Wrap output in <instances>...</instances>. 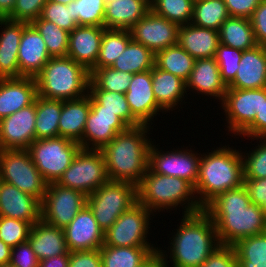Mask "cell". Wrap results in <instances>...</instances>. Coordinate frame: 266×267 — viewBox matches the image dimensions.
Segmentation results:
<instances>
[{
	"mask_svg": "<svg viewBox=\"0 0 266 267\" xmlns=\"http://www.w3.org/2000/svg\"><path fill=\"white\" fill-rule=\"evenodd\" d=\"M203 210L214 222L221 245L233 246L246 237L266 232L262 207L250 201L244 184L220 193Z\"/></svg>",
	"mask_w": 266,
	"mask_h": 267,
	"instance_id": "1",
	"label": "cell"
},
{
	"mask_svg": "<svg viewBox=\"0 0 266 267\" xmlns=\"http://www.w3.org/2000/svg\"><path fill=\"white\" fill-rule=\"evenodd\" d=\"M174 230L172 239L169 238L170 253L159 248L166 267L169 262L171 267H200L221 246L214 222L204 210L183 215L180 226ZM166 253L170 254V261Z\"/></svg>",
	"mask_w": 266,
	"mask_h": 267,
	"instance_id": "2",
	"label": "cell"
},
{
	"mask_svg": "<svg viewBox=\"0 0 266 267\" xmlns=\"http://www.w3.org/2000/svg\"><path fill=\"white\" fill-rule=\"evenodd\" d=\"M150 127H129L101 149L110 181L128 182L135 186L141 183L148 170L149 149L153 142L147 137Z\"/></svg>",
	"mask_w": 266,
	"mask_h": 267,
	"instance_id": "3",
	"label": "cell"
},
{
	"mask_svg": "<svg viewBox=\"0 0 266 267\" xmlns=\"http://www.w3.org/2000/svg\"><path fill=\"white\" fill-rule=\"evenodd\" d=\"M227 146L201 154L194 192L202 208L220 193L244 184L241 150Z\"/></svg>",
	"mask_w": 266,
	"mask_h": 267,
	"instance_id": "4",
	"label": "cell"
},
{
	"mask_svg": "<svg viewBox=\"0 0 266 267\" xmlns=\"http://www.w3.org/2000/svg\"><path fill=\"white\" fill-rule=\"evenodd\" d=\"M137 196L138 202L153 214L165 209L167 211L174 208L177 211L176 207L180 206L184 210L183 215L203 210L196 199L194 187L189 182L182 178L153 173L149 168L137 186Z\"/></svg>",
	"mask_w": 266,
	"mask_h": 267,
	"instance_id": "5",
	"label": "cell"
},
{
	"mask_svg": "<svg viewBox=\"0 0 266 267\" xmlns=\"http://www.w3.org/2000/svg\"><path fill=\"white\" fill-rule=\"evenodd\" d=\"M34 78L43 98L73 100L89 92L90 71L68 56L51 57Z\"/></svg>",
	"mask_w": 266,
	"mask_h": 267,
	"instance_id": "6",
	"label": "cell"
},
{
	"mask_svg": "<svg viewBox=\"0 0 266 267\" xmlns=\"http://www.w3.org/2000/svg\"><path fill=\"white\" fill-rule=\"evenodd\" d=\"M137 202V186L121 181L109 180L87 196V206L104 232Z\"/></svg>",
	"mask_w": 266,
	"mask_h": 267,
	"instance_id": "7",
	"label": "cell"
},
{
	"mask_svg": "<svg viewBox=\"0 0 266 267\" xmlns=\"http://www.w3.org/2000/svg\"><path fill=\"white\" fill-rule=\"evenodd\" d=\"M81 149L78 142L63 137L35 139L28 147L39 173L47 183L57 182Z\"/></svg>",
	"mask_w": 266,
	"mask_h": 267,
	"instance_id": "8",
	"label": "cell"
},
{
	"mask_svg": "<svg viewBox=\"0 0 266 267\" xmlns=\"http://www.w3.org/2000/svg\"><path fill=\"white\" fill-rule=\"evenodd\" d=\"M0 180L36 197L40 202L44 198L48 184L39 173L27 149L0 150Z\"/></svg>",
	"mask_w": 266,
	"mask_h": 267,
	"instance_id": "9",
	"label": "cell"
},
{
	"mask_svg": "<svg viewBox=\"0 0 266 267\" xmlns=\"http://www.w3.org/2000/svg\"><path fill=\"white\" fill-rule=\"evenodd\" d=\"M108 181L109 177L102 151L81 148L56 183L88 196Z\"/></svg>",
	"mask_w": 266,
	"mask_h": 267,
	"instance_id": "10",
	"label": "cell"
},
{
	"mask_svg": "<svg viewBox=\"0 0 266 267\" xmlns=\"http://www.w3.org/2000/svg\"><path fill=\"white\" fill-rule=\"evenodd\" d=\"M154 214L137 202L124 211L115 223L104 232V244L116 247H154L148 241L149 220Z\"/></svg>",
	"mask_w": 266,
	"mask_h": 267,
	"instance_id": "11",
	"label": "cell"
},
{
	"mask_svg": "<svg viewBox=\"0 0 266 267\" xmlns=\"http://www.w3.org/2000/svg\"><path fill=\"white\" fill-rule=\"evenodd\" d=\"M86 205V194L56 182L48 183L41 202V220L64 229Z\"/></svg>",
	"mask_w": 266,
	"mask_h": 267,
	"instance_id": "12",
	"label": "cell"
},
{
	"mask_svg": "<svg viewBox=\"0 0 266 267\" xmlns=\"http://www.w3.org/2000/svg\"><path fill=\"white\" fill-rule=\"evenodd\" d=\"M152 142L149 149L148 168L157 174L185 179L193 187L198 178L200 154L191 149H172L163 151ZM179 149V150H178Z\"/></svg>",
	"mask_w": 266,
	"mask_h": 267,
	"instance_id": "13",
	"label": "cell"
},
{
	"mask_svg": "<svg viewBox=\"0 0 266 267\" xmlns=\"http://www.w3.org/2000/svg\"><path fill=\"white\" fill-rule=\"evenodd\" d=\"M261 105V88L236 89L228 88L221 109L226 115L228 132L232 136L240 135L253 123ZM234 134V135H233Z\"/></svg>",
	"mask_w": 266,
	"mask_h": 267,
	"instance_id": "14",
	"label": "cell"
},
{
	"mask_svg": "<svg viewBox=\"0 0 266 267\" xmlns=\"http://www.w3.org/2000/svg\"><path fill=\"white\" fill-rule=\"evenodd\" d=\"M179 25L161 17L151 10L129 29L131 39L154 54L178 42Z\"/></svg>",
	"mask_w": 266,
	"mask_h": 267,
	"instance_id": "15",
	"label": "cell"
},
{
	"mask_svg": "<svg viewBox=\"0 0 266 267\" xmlns=\"http://www.w3.org/2000/svg\"><path fill=\"white\" fill-rule=\"evenodd\" d=\"M36 99L33 104L0 120V150L28 149L36 139Z\"/></svg>",
	"mask_w": 266,
	"mask_h": 267,
	"instance_id": "16",
	"label": "cell"
},
{
	"mask_svg": "<svg viewBox=\"0 0 266 267\" xmlns=\"http://www.w3.org/2000/svg\"><path fill=\"white\" fill-rule=\"evenodd\" d=\"M132 115L142 124L151 126L157 114L163 110L158 106L152 88V69L133 74L125 93ZM151 124V125H150Z\"/></svg>",
	"mask_w": 266,
	"mask_h": 267,
	"instance_id": "17",
	"label": "cell"
},
{
	"mask_svg": "<svg viewBox=\"0 0 266 267\" xmlns=\"http://www.w3.org/2000/svg\"><path fill=\"white\" fill-rule=\"evenodd\" d=\"M63 230L69 252L100 249L104 244V231L87 205Z\"/></svg>",
	"mask_w": 266,
	"mask_h": 267,
	"instance_id": "18",
	"label": "cell"
},
{
	"mask_svg": "<svg viewBox=\"0 0 266 267\" xmlns=\"http://www.w3.org/2000/svg\"><path fill=\"white\" fill-rule=\"evenodd\" d=\"M128 128L115 113L90 109L83 131L82 149L101 150L118 133Z\"/></svg>",
	"mask_w": 266,
	"mask_h": 267,
	"instance_id": "19",
	"label": "cell"
},
{
	"mask_svg": "<svg viewBox=\"0 0 266 267\" xmlns=\"http://www.w3.org/2000/svg\"><path fill=\"white\" fill-rule=\"evenodd\" d=\"M0 216L24 220L33 225L41 220V202L0 180Z\"/></svg>",
	"mask_w": 266,
	"mask_h": 267,
	"instance_id": "20",
	"label": "cell"
},
{
	"mask_svg": "<svg viewBox=\"0 0 266 267\" xmlns=\"http://www.w3.org/2000/svg\"><path fill=\"white\" fill-rule=\"evenodd\" d=\"M50 58L40 33L31 23L24 22L18 50L20 77H35Z\"/></svg>",
	"mask_w": 266,
	"mask_h": 267,
	"instance_id": "21",
	"label": "cell"
},
{
	"mask_svg": "<svg viewBox=\"0 0 266 267\" xmlns=\"http://www.w3.org/2000/svg\"><path fill=\"white\" fill-rule=\"evenodd\" d=\"M228 89L222 80L219 65L215 57L196 59L189 79L186 81V92L195 91L198 95L212 97L221 103Z\"/></svg>",
	"mask_w": 266,
	"mask_h": 267,
	"instance_id": "22",
	"label": "cell"
},
{
	"mask_svg": "<svg viewBox=\"0 0 266 267\" xmlns=\"http://www.w3.org/2000/svg\"><path fill=\"white\" fill-rule=\"evenodd\" d=\"M37 96L34 77L0 78V120L30 106Z\"/></svg>",
	"mask_w": 266,
	"mask_h": 267,
	"instance_id": "23",
	"label": "cell"
},
{
	"mask_svg": "<svg viewBox=\"0 0 266 267\" xmlns=\"http://www.w3.org/2000/svg\"><path fill=\"white\" fill-rule=\"evenodd\" d=\"M99 26H77L69 34L67 56L90 70L99 56L103 32Z\"/></svg>",
	"mask_w": 266,
	"mask_h": 267,
	"instance_id": "24",
	"label": "cell"
},
{
	"mask_svg": "<svg viewBox=\"0 0 266 267\" xmlns=\"http://www.w3.org/2000/svg\"><path fill=\"white\" fill-rule=\"evenodd\" d=\"M236 89L266 88V46L242 52L235 78L227 85Z\"/></svg>",
	"mask_w": 266,
	"mask_h": 267,
	"instance_id": "25",
	"label": "cell"
},
{
	"mask_svg": "<svg viewBox=\"0 0 266 267\" xmlns=\"http://www.w3.org/2000/svg\"><path fill=\"white\" fill-rule=\"evenodd\" d=\"M0 27V78H20L18 50L24 22L0 18Z\"/></svg>",
	"mask_w": 266,
	"mask_h": 267,
	"instance_id": "26",
	"label": "cell"
},
{
	"mask_svg": "<svg viewBox=\"0 0 266 267\" xmlns=\"http://www.w3.org/2000/svg\"><path fill=\"white\" fill-rule=\"evenodd\" d=\"M177 43L195 60L213 58L220 44L219 31L198 27L192 23L181 25Z\"/></svg>",
	"mask_w": 266,
	"mask_h": 267,
	"instance_id": "27",
	"label": "cell"
},
{
	"mask_svg": "<svg viewBox=\"0 0 266 267\" xmlns=\"http://www.w3.org/2000/svg\"><path fill=\"white\" fill-rule=\"evenodd\" d=\"M150 11V0H109L106 2L104 27L129 30Z\"/></svg>",
	"mask_w": 266,
	"mask_h": 267,
	"instance_id": "28",
	"label": "cell"
},
{
	"mask_svg": "<svg viewBox=\"0 0 266 267\" xmlns=\"http://www.w3.org/2000/svg\"><path fill=\"white\" fill-rule=\"evenodd\" d=\"M28 242L39 261L63 254H70L64 230L53 227L42 220L31 227Z\"/></svg>",
	"mask_w": 266,
	"mask_h": 267,
	"instance_id": "29",
	"label": "cell"
},
{
	"mask_svg": "<svg viewBox=\"0 0 266 267\" xmlns=\"http://www.w3.org/2000/svg\"><path fill=\"white\" fill-rule=\"evenodd\" d=\"M152 88L158 106L166 113L178 109L187 95L184 80L156 66L152 68Z\"/></svg>",
	"mask_w": 266,
	"mask_h": 267,
	"instance_id": "30",
	"label": "cell"
},
{
	"mask_svg": "<svg viewBox=\"0 0 266 267\" xmlns=\"http://www.w3.org/2000/svg\"><path fill=\"white\" fill-rule=\"evenodd\" d=\"M90 112V94L63 101L59 119V136L78 142L82 148V136Z\"/></svg>",
	"mask_w": 266,
	"mask_h": 267,
	"instance_id": "31",
	"label": "cell"
},
{
	"mask_svg": "<svg viewBox=\"0 0 266 267\" xmlns=\"http://www.w3.org/2000/svg\"><path fill=\"white\" fill-rule=\"evenodd\" d=\"M220 43L245 51L257 46L251 20L244 17H229L219 29Z\"/></svg>",
	"mask_w": 266,
	"mask_h": 267,
	"instance_id": "32",
	"label": "cell"
},
{
	"mask_svg": "<svg viewBox=\"0 0 266 267\" xmlns=\"http://www.w3.org/2000/svg\"><path fill=\"white\" fill-rule=\"evenodd\" d=\"M90 109L109 111L120 117L129 127L142 125L133 115L125 94L89 88Z\"/></svg>",
	"mask_w": 266,
	"mask_h": 267,
	"instance_id": "33",
	"label": "cell"
},
{
	"mask_svg": "<svg viewBox=\"0 0 266 267\" xmlns=\"http://www.w3.org/2000/svg\"><path fill=\"white\" fill-rule=\"evenodd\" d=\"M62 105V100L36 97V139L59 137L58 125Z\"/></svg>",
	"mask_w": 266,
	"mask_h": 267,
	"instance_id": "34",
	"label": "cell"
},
{
	"mask_svg": "<svg viewBox=\"0 0 266 267\" xmlns=\"http://www.w3.org/2000/svg\"><path fill=\"white\" fill-rule=\"evenodd\" d=\"M158 247H116L103 245L100 248L102 267H138Z\"/></svg>",
	"mask_w": 266,
	"mask_h": 267,
	"instance_id": "35",
	"label": "cell"
},
{
	"mask_svg": "<svg viewBox=\"0 0 266 267\" xmlns=\"http://www.w3.org/2000/svg\"><path fill=\"white\" fill-rule=\"evenodd\" d=\"M155 66V54L144 45L129 41L123 53L112 64V68L136 74L151 70Z\"/></svg>",
	"mask_w": 266,
	"mask_h": 267,
	"instance_id": "36",
	"label": "cell"
},
{
	"mask_svg": "<svg viewBox=\"0 0 266 267\" xmlns=\"http://www.w3.org/2000/svg\"><path fill=\"white\" fill-rule=\"evenodd\" d=\"M195 59L178 43L155 54V66L163 71L180 77L185 82L189 79Z\"/></svg>",
	"mask_w": 266,
	"mask_h": 267,
	"instance_id": "37",
	"label": "cell"
},
{
	"mask_svg": "<svg viewBox=\"0 0 266 267\" xmlns=\"http://www.w3.org/2000/svg\"><path fill=\"white\" fill-rule=\"evenodd\" d=\"M229 17L224 0H196L193 3L191 23L198 27L219 31Z\"/></svg>",
	"mask_w": 266,
	"mask_h": 267,
	"instance_id": "38",
	"label": "cell"
},
{
	"mask_svg": "<svg viewBox=\"0 0 266 267\" xmlns=\"http://www.w3.org/2000/svg\"><path fill=\"white\" fill-rule=\"evenodd\" d=\"M233 248L237 267H266V232L246 237Z\"/></svg>",
	"mask_w": 266,
	"mask_h": 267,
	"instance_id": "39",
	"label": "cell"
},
{
	"mask_svg": "<svg viewBox=\"0 0 266 267\" xmlns=\"http://www.w3.org/2000/svg\"><path fill=\"white\" fill-rule=\"evenodd\" d=\"M130 40L129 30L105 29L99 56L92 68L111 67L120 54L124 52Z\"/></svg>",
	"mask_w": 266,
	"mask_h": 267,
	"instance_id": "40",
	"label": "cell"
},
{
	"mask_svg": "<svg viewBox=\"0 0 266 267\" xmlns=\"http://www.w3.org/2000/svg\"><path fill=\"white\" fill-rule=\"evenodd\" d=\"M89 88L125 94L128 91L133 74L112 67L91 68Z\"/></svg>",
	"mask_w": 266,
	"mask_h": 267,
	"instance_id": "41",
	"label": "cell"
},
{
	"mask_svg": "<svg viewBox=\"0 0 266 267\" xmlns=\"http://www.w3.org/2000/svg\"><path fill=\"white\" fill-rule=\"evenodd\" d=\"M42 36L50 57H64L68 52L70 32L41 17L31 23Z\"/></svg>",
	"mask_w": 266,
	"mask_h": 267,
	"instance_id": "42",
	"label": "cell"
},
{
	"mask_svg": "<svg viewBox=\"0 0 266 267\" xmlns=\"http://www.w3.org/2000/svg\"><path fill=\"white\" fill-rule=\"evenodd\" d=\"M193 0H150V10L177 25L191 23Z\"/></svg>",
	"mask_w": 266,
	"mask_h": 267,
	"instance_id": "43",
	"label": "cell"
},
{
	"mask_svg": "<svg viewBox=\"0 0 266 267\" xmlns=\"http://www.w3.org/2000/svg\"><path fill=\"white\" fill-rule=\"evenodd\" d=\"M69 5L78 26L104 27L105 0H75Z\"/></svg>",
	"mask_w": 266,
	"mask_h": 267,
	"instance_id": "44",
	"label": "cell"
},
{
	"mask_svg": "<svg viewBox=\"0 0 266 267\" xmlns=\"http://www.w3.org/2000/svg\"><path fill=\"white\" fill-rule=\"evenodd\" d=\"M252 139L253 141L259 140L260 145L254 147L256 149L251 148V151H248L249 153L241 151L244 163V179L266 178V138Z\"/></svg>",
	"mask_w": 266,
	"mask_h": 267,
	"instance_id": "45",
	"label": "cell"
},
{
	"mask_svg": "<svg viewBox=\"0 0 266 267\" xmlns=\"http://www.w3.org/2000/svg\"><path fill=\"white\" fill-rule=\"evenodd\" d=\"M32 225L24 220L0 216V239L9 247L28 241Z\"/></svg>",
	"mask_w": 266,
	"mask_h": 267,
	"instance_id": "46",
	"label": "cell"
},
{
	"mask_svg": "<svg viewBox=\"0 0 266 267\" xmlns=\"http://www.w3.org/2000/svg\"><path fill=\"white\" fill-rule=\"evenodd\" d=\"M43 20L53 22L58 27L71 32L78 26L73 19L72 6L53 1H47L43 6V11L40 16Z\"/></svg>",
	"mask_w": 266,
	"mask_h": 267,
	"instance_id": "47",
	"label": "cell"
},
{
	"mask_svg": "<svg viewBox=\"0 0 266 267\" xmlns=\"http://www.w3.org/2000/svg\"><path fill=\"white\" fill-rule=\"evenodd\" d=\"M242 52L239 49L228 47L221 43L218 46L215 59L219 65L222 80L226 85L235 78Z\"/></svg>",
	"mask_w": 266,
	"mask_h": 267,
	"instance_id": "48",
	"label": "cell"
},
{
	"mask_svg": "<svg viewBox=\"0 0 266 267\" xmlns=\"http://www.w3.org/2000/svg\"><path fill=\"white\" fill-rule=\"evenodd\" d=\"M48 0H16L9 20L32 23L41 16L43 6Z\"/></svg>",
	"mask_w": 266,
	"mask_h": 267,
	"instance_id": "49",
	"label": "cell"
},
{
	"mask_svg": "<svg viewBox=\"0 0 266 267\" xmlns=\"http://www.w3.org/2000/svg\"><path fill=\"white\" fill-rule=\"evenodd\" d=\"M10 264L15 267H39L40 261L26 241L12 248Z\"/></svg>",
	"mask_w": 266,
	"mask_h": 267,
	"instance_id": "50",
	"label": "cell"
},
{
	"mask_svg": "<svg viewBox=\"0 0 266 267\" xmlns=\"http://www.w3.org/2000/svg\"><path fill=\"white\" fill-rule=\"evenodd\" d=\"M252 138H266V88H261V105L253 123L240 135Z\"/></svg>",
	"mask_w": 266,
	"mask_h": 267,
	"instance_id": "51",
	"label": "cell"
},
{
	"mask_svg": "<svg viewBox=\"0 0 266 267\" xmlns=\"http://www.w3.org/2000/svg\"><path fill=\"white\" fill-rule=\"evenodd\" d=\"M200 267H237L233 246H219Z\"/></svg>",
	"mask_w": 266,
	"mask_h": 267,
	"instance_id": "52",
	"label": "cell"
},
{
	"mask_svg": "<svg viewBox=\"0 0 266 267\" xmlns=\"http://www.w3.org/2000/svg\"><path fill=\"white\" fill-rule=\"evenodd\" d=\"M68 267H102L100 249L70 252Z\"/></svg>",
	"mask_w": 266,
	"mask_h": 267,
	"instance_id": "53",
	"label": "cell"
},
{
	"mask_svg": "<svg viewBox=\"0 0 266 267\" xmlns=\"http://www.w3.org/2000/svg\"><path fill=\"white\" fill-rule=\"evenodd\" d=\"M250 20L257 45L266 46V0H261Z\"/></svg>",
	"mask_w": 266,
	"mask_h": 267,
	"instance_id": "54",
	"label": "cell"
},
{
	"mask_svg": "<svg viewBox=\"0 0 266 267\" xmlns=\"http://www.w3.org/2000/svg\"><path fill=\"white\" fill-rule=\"evenodd\" d=\"M261 0H224L230 17L250 19Z\"/></svg>",
	"mask_w": 266,
	"mask_h": 267,
	"instance_id": "55",
	"label": "cell"
},
{
	"mask_svg": "<svg viewBox=\"0 0 266 267\" xmlns=\"http://www.w3.org/2000/svg\"><path fill=\"white\" fill-rule=\"evenodd\" d=\"M244 185L249 193L250 201L262 207L266 203V178L244 179Z\"/></svg>",
	"mask_w": 266,
	"mask_h": 267,
	"instance_id": "56",
	"label": "cell"
},
{
	"mask_svg": "<svg viewBox=\"0 0 266 267\" xmlns=\"http://www.w3.org/2000/svg\"><path fill=\"white\" fill-rule=\"evenodd\" d=\"M69 254L58 255L40 261L39 267H68Z\"/></svg>",
	"mask_w": 266,
	"mask_h": 267,
	"instance_id": "57",
	"label": "cell"
},
{
	"mask_svg": "<svg viewBox=\"0 0 266 267\" xmlns=\"http://www.w3.org/2000/svg\"><path fill=\"white\" fill-rule=\"evenodd\" d=\"M138 267H166L163 257L159 249L154 251L142 264Z\"/></svg>",
	"mask_w": 266,
	"mask_h": 267,
	"instance_id": "58",
	"label": "cell"
},
{
	"mask_svg": "<svg viewBox=\"0 0 266 267\" xmlns=\"http://www.w3.org/2000/svg\"><path fill=\"white\" fill-rule=\"evenodd\" d=\"M16 0H0V18H7L13 11Z\"/></svg>",
	"mask_w": 266,
	"mask_h": 267,
	"instance_id": "59",
	"label": "cell"
},
{
	"mask_svg": "<svg viewBox=\"0 0 266 267\" xmlns=\"http://www.w3.org/2000/svg\"><path fill=\"white\" fill-rule=\"evenodd\" d=\"M11 250L12 248L0 239V266L10 263Z\"/></svg>",
	"mask_w": 266,
	"mask_h": 267,
	"instance_id": "60",
	"label": "cell"
},
{
	"mask_svg": "<svg viewBox=\"0 0 266 267\" xmlns=\"http://www.w3.org/2000/svg\"><path fill=\"white\" fill-rule=\"evenodd\" d=\"M49 1H53V2H56V3H62V4H65V5H68L71 2H74L75 0H49Z\"/></svg>",
	"mask_w": 266,
	"mask_h": 267,
	"instance_id": "61",
	"label": "cell"
},
{
	"mask_svg": "<svg viewBox=\"0 0 266 267\" xmlns=\"http://www.w3.org/2000/svg\"><path fill=\"white\" fill-rule=\"evenodd\" d=\"M262 210H263V213H264V215L266 217V203L264 205H262Z\"/></svg>",
	"mask_w": 266,
	"mask_h": 267,
	"instance_id": "62",
	"label": "cell"
},
{
	"mask_svg": "<svg viewBox=\"0 0 266 267\" xmlns=\"http://www.w3.org/2000/svg\"><path fill=\"white\" fill-rule=\"evenodd\" d=\"M0 267H15V266H13V265H11V264L9 263V264H5V265L0 266Z\"/></svg>",
	"mask_w": 266,
	"mask_h": 267,
	"instance_id": "63",
	"label": "cell"
}]
</instances>
